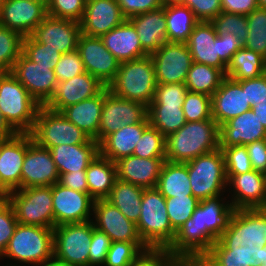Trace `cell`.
Listing matches in <instances>:
<instances>
[{
    "label": "cell",
    "instance_id": "d4e9b609",
    "mask_svg": "<svg viewBox=\"0 0 266 266\" xmlns=\"http://www.w3.org/2000/svg\"><path fill=\"white\" fill-rule=\"evenodd\" d=\"M212 118L218 126L251 110L247 101L246 89L235 80L225 77L220 87L211 96Z\"/></svg>",
    "mask_w": 266,
    "mask_h": 266
},
{
    "label": "cell",
    "instance_id": "b9fcfbb0",
    "mask_svg": "<svg viewBox=\"0 0 266 266\" xmlns=\"http://www.w3.org/2000/svg\"><path fill=\"white\" fill-rule=\"evenodd\" d=\"M31 1H47V0H31Z\"/></svg>",
    "mask_w": 266,
    "mask_h": 266
},
{
    "label": "cell",
    "instance_id": "60d3db41",
    "mask_svg": "<svg viewBox=\"0 0 266 266\" xmlns=\"http://www.w3.org/2000/svg\"><path fill=\"white\" fill-rule=\"evenodd\" d=\"M246 17L248 37L243 47L255 51L266 59V8L257 7Z\"/></svg>",
    "mask_w": 266,
    "mask_h": 266
},
{
    "label": "cell",
    "instance_id": "2e32d148",
    "mask_svg": "<svg viewBox=\"0 0 266 266\" xmlns=\"http://www.w3.org/2000/svg\"><path fill=\"white\" fill-rule=\"evenodd\" d=\"M77 50L86 72L97 78L106 87L115 79L120 62L105 47L100 37L81 34Z\"/></svg>",
    "mask_w": 266,
    "mask_h": 266
},
{
    "label": "cell",
    "instance_id": "be15d7a7",
    "mask_svg": "<svg viewBox=\"0 0 266 266\" xmlns=\"http://www.w3.org/2000/svg\"><path fill=\"white\" fill-rule=\"evenodd\" d=\"M58 183L75 191L88 193L86 170L63 173L59 176Z\"/></svg>",
    "mask_w": 266,
    "mask_h": 266
},
{
    "label": "cell",
    "instance_id": "8c879c8a",
    "mask_svg": "<svg viewBox=\"0 0 266 266\" xmlns=\"http://www.w3.org/2000/svg\"><path fill=\"white\" fill-rule=\"evenodd\" d=\"M44 266H72V265L59 262L53 258L51 261L47 262Z\"/></svg>",
    "mask_w": 266,
    "mask_h": 266
},
{
    "label": "cell",
    "instance_id": "003e7915",
    "mask_svg": "<svg viewBox=\"0 0 266 266\" xmlns=\"http://www.w3.org/2000/svg\"><path fill=\"white\" fill-rule=\"evenodd\" d=\"M17 132L9 125L0 111V140L14 137Z\"/></svg>",
    "mask_w": 266,
    "mask_h": 266
},
{
    "label": "cell",
    "instance_id": "11a10c76",
    "mask_svg": "<svg viewBox=\"0 0 266 266\" xmlns=\"http://www.w3.org/2000/svg\"><path fill=\"white\" fill-rule=\"evenodd\" d=\"M248 227L253 245H266V208L248 209Z\"/></svg>",
    "mask_w": 266,
    "mask_h": 266
},
{
    "label": "cell",
    "instance_id": "e575fe53",
    "mask_svg": "<svg viewBox=\"0 0 266 266\" xmlns=\"http://www.w3.org/2000/svg\"><path fill=\"white\" fill-rule=\"evenodd\" d=\"M143 192L144 188L116 178L106 200L116 206L128 220L137 224Z\"/></svg>",
    "mask_w": 266,
    "mask_h": 266
},
{
    "label": "cell",
    "instance_id": "f35d334b",
    "mask_svg": "<svg viewBox=\"0 0 266 266\" xmlns=\"http://www.w3.org/2000/svg\"><path fill=\"white\" fill-rule=\"evenodd\" d=\"M225 74L218 68L193 62L185 81L188 91L212 96L220 87Z\"/></svg>",
    "mask_w": 266,
    "mask_h": 266
},
{
    "label": "cell",
    "instance_id": "7c38bea8",
    "mask_svg": "<svg viewBox=\"0 0 266 266\" xmlns=\"http://www.w3.org/2000/svg\"><path fill=\"white\" fill-rule=\"evenodd\" d=\"M147 116V107L140 102L127 100L104 88V104L98 131V143L123 125L141 122Z\"/></svg>",
    "mask_w": 266,
    "mask_h": 266
},
{
    "label": "cell",
    "instance_id": "277c9868",
    "mask_svg": "<svg viewBox=\"0 0 266 266\" xmlns=\"http://www.w3.org/2000/svg\"><path fill=\"white\" fill-rule=\"evenodd\" d=\"M137 231L149 249H167L176 231L172 228L165 197L155 188L144 189Z\"/></svg>",
    "mask_w": 266,
    "mask_h": 266
},
{
    "label": "cell",
    "instance_id": "4316f807",
    "mask_svg": "<svg viewBox=\"0 0 266 266\" xmlns=\"http://www.w3.org/2000/svg\"><path fill=\"white\" fill-rule=\"evenodd\" d=\"M266 139V129L251 110L232 118L219 126V148L248 145Z\"/></svg>",
    "mask_w": 266,
    "mask_h": 266
},
{
    "label": "cell",
    "instance_id": "d6986e66",
    "mask_svg": "<svg viewBox=\"0 0 266 266\" xmlns=\"http://www.w3.org/2000/svg\"><path fill=\"white\" fill-rule=\"evenodd\" d=\"M47 1L5 0L0 9V24L30 36L47 15Z\"/></svg>",
    "mask_w": 266,
    "mask_h": 266
},
{
    "label": "cell",
    "instance_id": "db71d44e",
    "mask_svg": "<svg viewBox=\"0 0 266 266\" xmlns=\"http://www.w3.org/2000/svg\"><path fill=\"white\" fill-rule=\"evenodd\" d=\"M131 266H188L180 257L167 249H149Z\"/></svg>",
    "mask_w": 266,
    "mask_h": 266
},
{
    "label": "cell",
    "instance_id": "4fadbf2b",
    "mask_svg": "<svg viewBox=\"0 0 266 266\" xmlns=\"http://www.w3.org/2000/svg\"><path fill=\"white\" fill-rule=\"evenodd\" d=\"M10 72L41 106L51 99L58 84L52 66L34 63L23 53Z\"/></svg>",
    "mask_w": 266,
    "mask_h": 266
},
{
    "label": "cell",
    "instance_id": "6125c7cd",
    "mask_svg": "<svg viewBox=\"0 0 266 266\" xmlns=\"http://www.w3.org/2000/svg\"><path fill=\"white\" fill-rule=\"evenodd\" d=\"M252 168L255 171L266 173V139L254 141L246 145Z\"/></svg>",
    "mask_w": 266,
    "mask_h": 266
},
{
    "label": "cell",
    "instance_id": "7bdbcfd3",
    "mask_svg": "<svg viewBox=\"0 0 266 266\" xmlns=\"http://www.w3.org/2000/svg\"><path fill=\"white\" fill-rule=\"evenodd\" d=\"M165 201L169 221L176 232L192 217L200 202L193 195L165 198Z\"/></svg>",
    "mask_w": 266,
    "mask_h": 266
},
{
    "label": "cell",
    "instance_id": "03108f58",
    "mask_svg": "<svg viewBox=\"0 0 266 266\" xmlns=\"http://www.w3.org/2000/svg\"><path fill=\"white\" fill-rule=\"evenodd\" d=\"M220 36V48H221V60L228 66L232 56L243 47L241 42L236 38L233 33L219 35Z\"/></svg>",
    "mask_w": 266,
    "mask_h": 266
},
{
    "label": "cell",
    "instance_id": "34e18365",
    "mask_svg": "<svg viewBox=\"0 0 266 266\" xmlns=\"http://www.w3.org/2000/svg\"><path fill=\"white\" fill-rule=\"evenodd\" d=\"M257 3L260 8H266V0H257Z\"/></svg>",
    "mask_w": 266,
    "mask_h": 266
},
{
    "label": "cell",
    "instance_id": "9f6ffc18",
    "mask_svg": "<svg viewBox=\"0 0 266 266\" xmlns=\"http://www.w3.org/2000/svg\"><path fill=\"white\" fill-rule=\"evenodd\" d=\"M111 239L93 223V233L90 241L89 266L104 265L111 246Z\"/></svg>",
    "mask_w": 266,
    "mask_h": 266
},
{
    "label": "cell",
    "instance_id": "753ad0ef",
    "mask_svg": "<svg viewBox=\"0 0 266 266\" xmlns=\"http://www.w3.org/2000/svg\"><path fill=\"white\" fill-rule=\"evenodd\" d=\"M184 0H162L163 5L172 4V3H182Z\"/></svg>",
    "mask_w": 266,
    "mask_h": 266
},
{
    "label": "cell",
    "instance_id": "44dd1931",
    "mask_svg": "<svg viewBox=\"0 0 266 266\" xmlns=\"http://www.w3.org/2000/svg\"><path fill=\"white\" fill-rule=\"evenodd\" d=\"M59 182V173L50 150L34 141L28 146L21 169V189L52 186Z\"/></svg>",
    "mask_w": 266,
    "mask_h": 266
},
{
    "label": "cell",
    "instance_id": "603a6c76",
    "mask_svg": "<svg viewBox=\"0 0 266 266\" xmlns=\"http://www.w3.org/2000/svg\"><path fill=\"white\" fill-rule=\"evenodd\" d=\"M105 87L97 78L84 72L69 80L58 82L53 96L44 106L61 112L70 105L98 95Z\"/></svg>",
    "mask_w": 266,
    "mask_h": 266
},
{
    "label": "cell",
    "instance_id": "484cf974",
    "mask_svg": "<svg viewBox=\"0 0 266 266\" xmlns=\"http://www.w3.org/2000/svg\"><path fill=\"white\" fill-rule=\"evenodd\" d=\"M125 20L117 0H93L86 3L80 22L81 33L89 37H100Z\"/></svg>",
    "mask_w": 266,
    "mask_h": 266
},
{
    "label": "cell",
    "instance_id": "e0dca14e",
    "mask_svg": "<svg viewBox=\"0 0 266 266\" xmlns=\"http://www.w3.org/2000/svg\"><path fill=\"white\" fill-rule=\"evenodd\" d=\"M33 142L30 133H17L0 140V188L10 192L21 189V169L28 146Z\"/></svg>",
    "mask_w": 266,
    "mask_h": 266
},
{
    "label": "cell",
    "instance_id": "6f0895ef",
    "mask_svg": "<svg viewBox=\"0 0 266 266\" xmlns=\"http://www.w3.org/2000/svg\"><path fill=\"white\" fill-rule=\"evenodd\" d=\"M17 224L14 209L7 202L0 208V257L6 250Z\"/></svg>",
    "mask_w": 266,
    "mask_h": 266
},
{
    "label": "cell",
    "instance_id": "91938a15",
    "mask_svg": "<svg viewBox=\"0 0 266 266\" xmlns=\"http://www.w3.org/2000/svg\"><path fill=\"white\" fill-rule=\"evenodd\" d=\"M235 81L242 86V89H246L247 101L251 106L266 99V73L257 78Z\"/></svg>",
    "mask_w": 266,
    "mask_h": 266
},
{
    "label": "cell",
    "instance_id": "7dc6e473",
    "mask_svg": "<svg viewBox=\"0 0 266 266\" xmlns=\"http://www.w3.org/2000/svg\"><path fill=\"white\" fill-rule=\"evenodd\" d=\"M182 109L186 122L211 119V97L202 93L188 91L185 95Z\"/></svg>",
    "mask_w": 266,
    "mask_h": 266
},
{
    "label": "cell",
    "instance_id": "c3c4849f",
    "mask_svg": "<svg viewBox=\"0 0 266 266\" xmlns=\"http://www.w3.org/2000/svg\"><path fill=\"white\" fill-rule=\"evenodd\" d=\"M22 53L32 62L52 66L53 69L62 56L60 52L36 42L31 36L24 37Z\"/></svg>",
    "mask_w": 266,
    "mask_h": 266
},
{
    "label": "cell",
    "instance_id": "f6af8a7d",
    "mask_svg": "<svg viewBox=\"0 0 266 266\" xmlns=\"http://www.w3.org/2000/svg\"><path fill=\"white\" fill-rule=\"evenodd\" d=\"M133 155L141 158H166L165 137L149 124L136 143Z\"/></svg>",
    "mask_w": 266,
    "mask_h": 266
},
{
    "label": "cell",
    "instance_id": "816d5d0a",
    "mask_svg": "<svg viewBox=\"0 0 266 266\" xmlns=\"http://www.w3.org/2000/svg\"><path fill=\"white\" fill-rule=\"evenodd\" d=\"M187 92L185 83L157 84L153 101L149 105H183Z\"/></svg>",
    "mask_w": 266,
    "mask_h": 266
},
{
    "label": "cell",
    "instance_id": "f546056e",
    "mask_svg": "<svg viewBox=\"0 0 266 266\" xmlns=\"http://www.w3.org/2000/svg\"><path fill=\"white\" fill-rule=\"evenodd\" d=\"M100 39L119 62L148 56L142 49L135 27L128 19L109 32L101 35Z\"/></svg>",
    "mask_w": 266,
    "mask_h": 266
},
{
    "label": "cell",
    "instance_id": "a7ac6f4b",
    "mask_svg": "<svg viewBox=\"0 0 266 266\" xmlns=\"http://www.w3.org/2000/svg\"><path fill=\"white\" fill-rule=\"evenodd\" d=\"M252 111L257 115V118L266 129V99L251 107Z\"/></svg>",
    "mask_w": 266,
    "mask_h": 266
},
{
    "label": "cell",
    "instance_id": "89a4df30",
    "mask_svg": "<svg viewBox=\"0 0 266 266\" xmlns=\"http://www.w3.org/2000/svg\"><path fill=\"white\" fill-rule=\"evenodd\" d=\"M255 260L258 266H266V245L256 249Z\"/></svg>",
    "mask_w": 266,
    "mask_h": 266
},
{
    "label": "cell",
    "instance_id": "52a82bcc",
    "mask_svg": "<svg viewBox=\"0 0 266 266\" xmlns=\"http://www.w3.org/2000/svg\"><path fill=\"white\" fill-rule=\"evenodd\" d=\"M53 251L52 228L18 223L1 257L28 265L33 263V266H44L53 259Z\"/></svg>",
    "mask_w": 266,
    "mask_h": 266
},
{
    "label": "cell",
    "instance_id": "bcb514c9",
    "mask_svg": "<svg viewBox=\"0 0 266 266\" xmlns=\"http://www.w3.org/2000/svg\"><path fill=\"white\" fill-rule=\"evenodd\" d=\"M211 23L217 35L233 33L243 45L248 37V24L246 15L227 12L219 13Z\"/></svg>",
    "mask_w": 266,
    "mask_h": 266
},
{
    "label": "cell",
    "instance_id": "681fc988",
    "mask_svg": "<svg viewBox=\"0 0 266 266\" xmlns=\"http://www.w3.org/2000/svg\"><path fill=\"white\" fill-rule=\"evenodd\" d=\"M226 174H243L253 170L246 146L234 145L221 148Z\"/></svg>",
    "mask_w": 266,
    "mask_h": 266
},
{
    "label": "cell",
    "instance_id": "2644e50d",
    "mask_svg": "<svg viewBox=\"0 0 266 266\" xmlns=\"http://www.w3.org/2000/svg\"><path fill=\"white\" fill-rule=\"evenodd\" d=\"M8 202V192L0 188V208Z\"/></svg>",
    "mask_w": 266,
    "mask_h": 266
},
{
    "label": "cell",
    "instance_id": "7402d4cb",
    "mask_svg": "<svg viewBox=\"0 0 266 266\" xmlns=\"http://www.w3.org/2000/svg\"><path fill=\"white\" fill-rule=\"evenodd\" d=\"M227 185L233 186L231 206L233 210L266 208V177L251 170L243 174H226Z\"/></svg>",
    "mask_w": 266,
    "mask_h": 266
},
{
    "label": "cell",
    "instance_id": "b9f144b4",
    "mask_svg": "<svg viewBox=\"0 0 266 266\" xmlns=\"http://www.w3.org/2000/svg\"><path fill=\"white\" fill-rule=\"evenodd\" d=\"M24 37L0 24V72H10L22 54Z\"/></svg>",
    "mask_w": 266,
    "mask_h": 266
},
{
    "label": "cell",
    "instance_id": "3957f363",
    "mask_svg": "<svg viewBox=\"0 0 266 266\" xmlns=\"http://www.w3.org/2000/svg\"><path fill=\"white\" fill-rule=\"evenodd\" d=\"M165 143L166 160L185 163L219 148V126L213 118L186 122Z\"/></svg>",
    "mask_w": 266,
    "mask_h": 266
},
{
    "label": "cell",
    "instance_id": "4dcf8cb0",
    "mask_svg": "<svg viewBox=\"0 0 266 266\" xmlns=\"http://www.w3.org/2000/svg\"><path fill=\"white\" fill-rule=\"evenodd\" d=\"M148 125L147 116L139 123L123 125L118 131L111 133L99 143V154L114 163L133 155L136 143L139 142Z\"/></svg>",
    "mask_w": 266,
    "mask_h": 266
},
{
    "label": "cell",
    "instance_id": "5b68a950",
    "mask_svg": "<svg viewBox=\"0 0 266 266\" xmlns=\"http://www.w3.org/2000/svg\"><path fill=\"white\" fill-rule=\"evenodd\" d=\"M156 87L154 64L148 55L120 62L119 70L108 89L121 98L143 103L147 107L153 101Z\"/></svg>",
    "mask_w": 266,
    "mask_h": 266
},
{
    "label": "cell",
    "instance_id": "5bb4252c",
    "mask_svg": "<svg viewBox=\"0 0 266 266\" xmlns=\"http://www.w3.org/2000/svg\"><path fill=\"white\" fill-rule=\"evenodd\" d=\"M150 56L157 84L185 83L193 63L186 43L168 42Z\"/></svg>",
    "mask_w": 266,
    "mask_h": 266
},
{
    "label": "cell",
    "instance_id": "f5cc1de1",
    "mask_svg": "<svg viewBox=\"0 0 266 266\" xmlns=\"http://www.w3.org/2000/svg\"><path fill=\"white\" fill-rule=\"evenodd\" d=\"M85 71L83 61L79 51L62 54L59 62L54 68V73L58 82L69 80L76 75L83 74Z\"/></svg>",
    "mask_w": 266,
    "mask_h": 266
},
{
    "label": "cell",
    "instance_id": "cb8c5ba5",
    "mask_svg": "<svg viewBox=\"0 0 266 266\" xmlns=\"http://www.w3.org/2000/svg\"><path fill=\"white\" fill-rule=\"evenodd\" d=\"M185 43L193 62L218 68L226 74L227 65L221 60L220 36L211 22L199 21Z\"/></svg>",
    "mask_w": 266,
    "mask_h": 266
},
{
    "label": "cell",
    "instance_id": "ab89813d",
    "mask_svg": "<svg viewBox=\"0 0 266 266\" xmlns=\"http://www.w3.org/2000/svg\"><path fill=\"white\" fill-rule=\"evenodd\" d=\"M147 117L149 124L158 129L165 138L186 123L182 105H148Z\"/></svg>",
    "mask_w": 266,
    "mask_h": 266
},
{
    "label": "cell",
    "instance_id": "d590c367",
    "mask_svg": "<svg viewBox=\"0 0 266 266\" xmlns=\"http://www.w3.org/2000/svg\"><path fill=\"white\" fill-rule=\"evenodd\" d=\"M156 189L165 198L193 195L186 162H170L166 160Z\"/></svg>",
    "mask_w": 266,
    "mask_h": 266
},
{
    "label": "cell",
    "instance_id": "74e56055",
    "mask_svg": "<svg viewBox=\"0 0 266 266\" xmlns=\"http://www.w3.org/2000/svg\"><path fill=\"white\" fill-rule=\"evenodd\" d=\"M266 73V59L253 50L240 48L226 69V77L232 80H245L260 77Z\"/></svg>",
    "mask_w": 266,
    "mask_h": 266
},
{
    "label": "cell",
    "instance_id": "6da1fadb",
    "mask_svg": "<svg viewBox=\"0 0 266 266\" xmlns=\"http://www.w3.org/2000/svg\"><path fill=\"white\" fill-rule=\"evenodd\" d=\"M220 197L200 201L192 217L176 232L167 248L188 266H195L227 227L233 208L230 201L224 203L225 198Z\"/></svg>",
    "mask_w": 266,
    "mask_h": 266
},
{
    "label": "cell",
    "instance_id": "8992f818",
    "mask_svg": "<svg viewBox=\"0 0 266 266\" xmlns=\"http://www.w3.org/2000/svg\"><path fill=\"white\" fill-rule=\"evenodd\" d=\"M40 107L11 72H0V111L17 133L32 131Z\"/></svg>",
    "mask_w": 266,
    "mask_h": 266
},
{
    "label": "cell",
    "instance_id": "7a4b0ae2",
    "mask_svg": "<svg viewBox=\"0 0 266 266\" xmlns=\"http://www.w3.org/2000/svg\"><path fill=\"white\" fill-rule=\"evenodd\" d=\"M250 241L248 209L233 210L223 234L195 266H258Z\"/></svg>",
    "mask_w": 266,
    "mask_h": 266
},
{
    "label": "cell",
    "instance_id": "1f68e13d",
    "mask_svg": "<svg viewBox=\"0 0 266 266\" xmlns=\"http://www.w3.org/2000/svg\"><path fill=\"white\" fill-rule=\"evenodd\" d=\"M49 150L60 176L63 173L86 170L99 154V143L92 140L87 144H61Z\"/></svg>",
    "mask_w": 266,
    "mask_h": 266
},
{
    "label": "cell",
    "instance_id": "9c48e42d",
    "mask_svg": "<svg viewBox=\"0 0 266 266\" xmlns=\"http://www.w3.org/2000/svg\"><path fill=\"white\" fill-rule=\"evenodd\" d=\"M30 135L37 145L47 149L61 144H87L93 140L61 112L45 106L40 107Z\"/></svg>",
    "mask_w": 266,
    "mask_h": 266
},
{
    "label": "cell",
    "instance_id": "83f0119b",
    "mask_svg": "<svg viewBox=\"0 0 266 266\" xmlns=\"http://www.w3.org/2000/svg\"><path fill=\"white\" fill-rule=\"evenodd\" d=\"M166 158H141L135 155L115 162L117 178L144 189L155 188Z\"/></svg>",
    "mask_w": 266,
    "mask_h": 266
},
{
    "label": "cell",
    "instance_id": "ee69618b",
    "mask_svg": "<svg viewBox=\"0 0 266 266\" xmlns=\"http://www.w3.org/2000/svg\"><path fill=\"white\" fill-rule=\"evenodd\" d=\"M148 250L144 243L112 242L104 266H131Z\"/></svg>",
    "mask_w": 266,
    "mask_h": 266
},
{
    "label": "cell",
    "instance_id": "94428289",
    "mask_svg": "<svg viewBox=\"0 0 266 266\" xmlns=\"http://www.w3.org/2000/svg\"><path fill=\"white\" fill-rule=\"evenodd\" d=\"M117 3L126 19L163 6L162 0H117Z\"/></svg>",
    "mask_w": 266,
    "mask_h": 266
},
{
    "label": "cell",
    "instance_id": "8d00e7d4",
    "mask_svg": "<svg viewBox=\"0 0 266 266\" xmlns=\"http://www.w3.org/2000/svg\"><path fill=\"white\" fill-rule=\"evenodd\" d=\"M168 42L185 43L199 22L192 10L182 3L165 5Z\"/></svg>",
    "mask_w": 266,
    "mask_h": 266
},
{
    "label": "cell",
    "instance_id": "ffe728a7",
    "mask_svg": "<svg viewBox=\"0 0 266 266\" xmlns=\"http://www.w3.org/2000/svg\"><path fill=\"white\" fill-rule=\"evenodd\" d=\"M94 226L103 231L112 242L144 243L137 226L106 199L95 200L93 205Z\"/></svg>",
    "mask_w": 266,
    "mask_h": 266
},
{
    "label": "cell",
    "instance_id": "f907efd6",
    "mask_svg": "<svg viewBox=\"0 0 266 266\" xmlns=\"http://www.w3.org/2000/svg\"><path fill=\"white\" fill-rule=\"evenodd\" d=\"M47 14L80 23L85 10L83 0H47Z\"/></svg>",
    "mask_w": 266,
    "mask_h": 266
},
{
    "label": "cell",
    "instance_id": "8fae6325",
    "mask_svg": "<svg viewBox=\"0 0 266 266\" xmlns=\"http://www.w3.org/2000/svg\"><path fill=\"white\" fill-rule=\"evenodd\" d=\"M93 221L63 224L53 228V258L72 266H89Z\"/></svg>",
    "mask_w": 266,
    "mask_h": 266
},
{
    "label": "cell",
    "instance_id": "11e5206c",
    "mask_svg": "<svg viewBox=\"0 0 266 266\" xmlns=\"http://www.w3.org/2000/svg\"><path fill=\"white\" fill-rule=\"evenodd\" d=\"M5 0H0V9L2 7V5L4 4Z\"/></svg>",
    "mask_w": 266,
    "mask_h": 266
},
{
    "label": "cell",
    "instance_id": "680465c9",
    "mask_svg": "<svg viewBox=\"0 0 266 266\" xmlns=\"http://www.w3.org/2000/svg\"><path fill=\"white\" fill-rule=\"evenodd\" d=\"M182 4L192 10L198 21L211 22L222 12L221 0H184Z\"/></svg>",
    "mask_w": 266,
    "mask_h": 266
},
{
    "label": "cell",
    "instance_id": "2a66077c",
    "mask_svg": "<svg viewBox=\"0 0 266 266\" xmlns=\"http://www.w3.org/2000/svg\"><path fill=\"white\" fill-rule=\"evenodd\" d=\"M86 3L90 2V1H93V0H83Z\"/></svg>",
    "mask_w": 266,
    "mask_h": 266
},
{
    "label": "cell",
    "instance_id": "836d02e7",
    "mask_svg": "<svg viewBox=\"0 0 266 266\" xmlns=\"http://www.w3.org/2000/svg\"><path fill=\"white\" fill-rule=\"evenodd\" d=\"M116 178V164L98 154L86 169L88 193L94 200L106 199Z\"/></svg>",
    "mask_w": 266,
    "mask_h": 266
},
{
    "label": "cell",
    "instance_id": "ba28073f",
    "mask_svg": "<svg viewBox=\"0 0 266 266\" xmlns=\"http://www.w3.org/2000/svg\"><path fill=\"white\" fill-rule=\"evenodd\" d=\"M186 164L192 194L195 198L202 201L224 195L228 178L220 148L187 161Z\"/></svg>",
    "mask_w": 266,
    "mask_h": 266
},
{
    "label": "cell",
    "instance_id": "30bf717a",
    "mask_svg": "<svg viewBox=\"0 0 266 266\" xmlns=\"http://www.w3.org/2000/svg\"><path fill=\"white\" fill-rule=\"evenodd\" d=\"M17 222L54 228L52 186H38L16 189L8 192Z\"/></svg>",
    "mask_w": 266,
    "mask_h": 266
},
{
    "label": "cell",
    "instance_id": "e7e4bbea",
    "mask_svg": "<svg viewBox=\"0 0 266 266\" xmlns=\"http://www.w3.org/2000/svg\"><path fill=\"white\" fill-rule=\"evenodd\" d=\"M222 12L248 15L258 6L257 0H221Z\"/></svg>",
    "mask_w": 266,
    "mask_h": 266
},
{
    "label": "cell",
    "instance_id": "d6a6232c",
    "mask_svg": "<svg viewBox=\"0 0 266 266\" xmlns=\"http://www.w3.org/2000/svg\"><path fill=\"white\" fill-rule=\"evenodd\" d=\"M104 104V89L96 96L70 105L61 113L91 139L98 142L101 111Z\"/></svg>",
    "mask_w": 266,
    "mask_h": 266
},
{
    "label": "cell",
    "instance_id": "9a60e30c",
    "mask_svg": "<svg viewBox=\"0 0 266 266\" xmlns=\"http://www.w3.org/2000/svg\"><path fill=\"white\" fill-rule=\"evenodd\" d=\"M94 199L89 193L78 192L59 183L52 185L54 227L91 221ZM92 209V210H91Z\"/></svg>",
    "mask_w": 266,
    "mask_h": 266
},
{
    "label": "cell",
    "instance_id": "ac0fdd59",
    "mask_svg": "<svg viewBox=\"0 0 266 266\" xmlns=\"http://www.w3.org/2000/svg\"><path fill=\"white\" fill-rule=\"evenodd\" d=\"M81 34L80 23L47 14L30 36L36 42L65 54L77 49Z\"/></svg>",
    "mask_w": 266,
    "mask_h": 266
},
{
    "label": "cell",
    "instance_id": "f1b7e54d",
    "mask_svg": "<svg viewBox=\"0 0 266 266\" xmlns=\"http://www.w3.org/2000/svg\"><path fill=\"white\" fill-rule=\"evenodd\" d=\"M136 29L142 49L151 55L168 43L165 5L128 19Z\"/></svg>",
    "mask_w": 266,
    "mask_h": 266
}]
</instances>
